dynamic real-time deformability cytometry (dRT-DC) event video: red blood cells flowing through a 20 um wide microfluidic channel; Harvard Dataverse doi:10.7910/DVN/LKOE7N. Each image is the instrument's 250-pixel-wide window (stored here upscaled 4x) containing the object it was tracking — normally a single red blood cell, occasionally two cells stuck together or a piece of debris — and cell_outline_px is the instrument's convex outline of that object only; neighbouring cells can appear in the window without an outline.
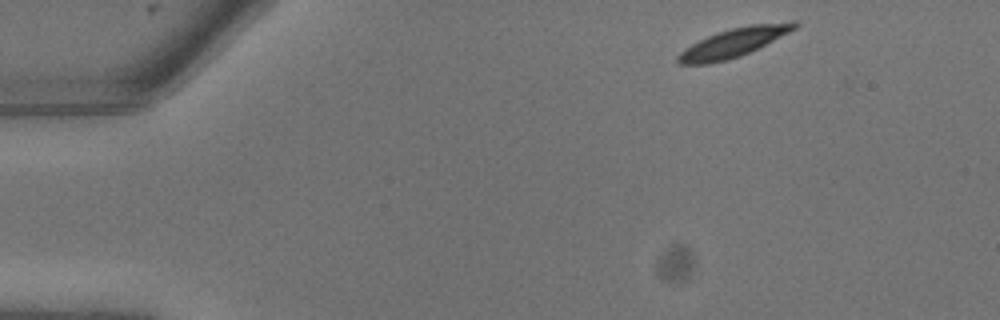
{"species": "common noctule bat (a hibernating species)", "species_latin": "Nyctalus noctula", "temperature_condition": "warm", "stored_images_in_passage": 7, "camera_frame_rate_fps": 3000, "um_per_image_px": 0.085, "animal": {"sex": "male", "body_mass_g": 13.3}, "frame": {"image": 1, "passage_image": 1, "time_ms": 0.0, "image_size_px": [1000, 320], "cell_outline_px": [[800, 24], [796, 28], [740, 56], [728, 60], [708, 64], [680, 64], [676, 60], [676, 56], [684, 48], [708, 36], [732, 28], [752, 24], [792, 20], [796, 20]], "centroid_in_image_um": [62.35, 3.61], "position_along_channel_um": 22.6, "area_um2": 19.31}}
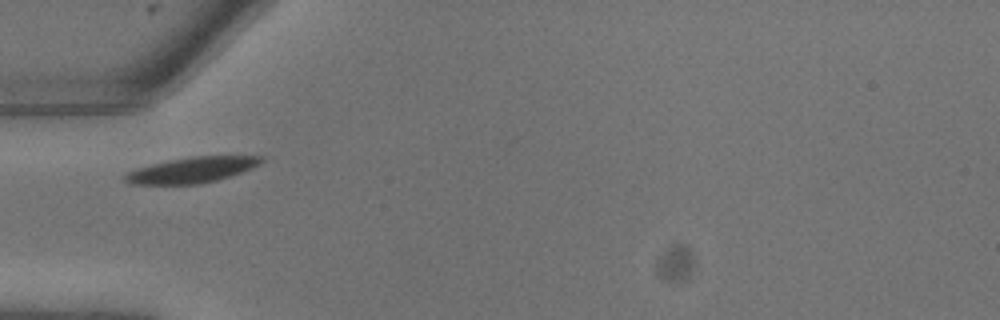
{"frame": {"image": 2, "passage_image": 6, "time_ms": 1.667, "image_size_px": [1000, 320], "cell_outline_px": [[264, 160], [260, 164], [240, 172], [216, 180], [200, 184], [132, 184], [124, 180], [120, 176], [128, 172], [140, 168], [168, 160], [192, 156], [264, 156]], "centroid_in_image_um": [16.3, 14.44], "position_along_channel_um": 68.7, "area_um2": 20.06}}